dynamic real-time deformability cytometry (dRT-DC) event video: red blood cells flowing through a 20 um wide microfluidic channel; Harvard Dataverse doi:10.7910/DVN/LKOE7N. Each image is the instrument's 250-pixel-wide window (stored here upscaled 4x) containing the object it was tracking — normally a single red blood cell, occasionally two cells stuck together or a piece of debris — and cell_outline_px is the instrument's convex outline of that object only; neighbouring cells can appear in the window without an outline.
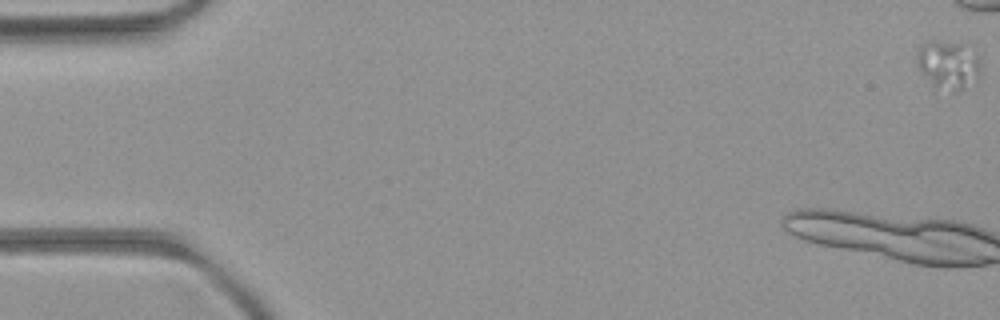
{"species": "common noctule bat (a hibernating species)", "species_latin": "Nyctalus noctula", "temperature_condition": "room temperature", "stored_images_in_passage": 7, "camera_frame_rate_fps": 3000, "um_per_image_px": 0.085, "animal": {"sex": "female", "body_mass_g": 21.9}, "frame": {"image": 1, "passage_image": 1, "time_ms": 0.0, "image_size_px": [1000, 320], "cell_outline_px": [[980, 76], [960, 88], [956, 88], [936, 84], [916, 64], [916, 52], [928, 40], [936, 40], [964, 44], [976, 56], [980, 64]], "centroid_in_image_um": [80.6, 5.38], "position_along_channel_um": 4.4, "area_um2": 16.65}}